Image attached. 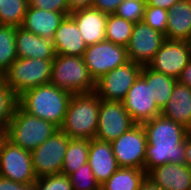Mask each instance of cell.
Wrapping results in <instances>:
<instances>
[{"label":"cell","instance_id":"1","mask_svg":"<svg viewBox=\"0 0 191 190\" xmlns=\"http://www.w3.org/2000/svg\"><path fill=\"white\" fill-rule=\"evenodd\" d=\"M147 137L144 170L148 173L166 163L185 164V126L162 115L142 123Z\"/></svg>","mask_w":191,"mask_h":190},{"label":"cell","instance_id":"2","mask_svg":"<svg viewBox=\"0 0 191 190\" xmlns=\"http://www.w3.org/2000/svg\"><path fill=\"white\" fill-rule=\"evenodd\" d=\"M72 95L71 92L49 83L25 91L18 97V105L28 114L46 120L60 129Z\"/></svg>","mask_w":191,"mask_h":190},{"label":"cell","instance_id":"3","mask_svg":"<svg viewBox=\"0 0 191 190\" xmlns=\"http://www.w3.org/2000/svg\"><path fill=\"white\" fill-rule=\"evenodd\" d=\"M100 98L95 92L73 94L61 130L71 139L96 137Z\"/></svg>","mask_w":191,"mask_h":190},{"label":"cell","instance_id":"4","mask_svg":"<svg viewBox=\"0 0 191 190\" xmlns=\"http://www.w3.org/2000/svg\"><path fill=\"white\" fill-rule=\"evenodd\" d=\"M57 130L58 128L52 123L28 114L17 105L8 123L7 139L31 152Z\"/></svg>","mask_w":191,"mask_h":190},{"label":"cell","instance_id":"5","mask_svg":"<svg viewBox=\"0 0 191 190\" xmlns=\"http://www.w3.org/2000/svg\"><path fill=\"white\" fill-rule=\"evenodd\" d=\"M53 59L17 58L2 74L17 97L34 87L50 83Z\"/></svg>","mask_w":191,"mask_h":190},{"label":"cell","instance_id":"6","mask_svg":"<svg viewBox=\"0 0 191 190\" xmlns=\"http://www.w3.org/2000/svg\"><path fill=\"white\" fill-rule=\"evenodd\" d=\"M50 84L72 94L95 91V81L80 56L56 54L52 63Z\"/></svg>","mask_w":191,"mask_h":190},{"label":"cell","instance_id":"7","mask_svg":"<svg viewBox=\"0 0 191 190\" xmlns=\"http://www.w3.org/2000/svg\"><path fill=\"white\" fill-rule=\"evenodd\" d=\"M70 139L65 132L58 129L40 146L31 151L32 166L37 179L61 173Z\"/></svg>","mask_w":191,"mask_h":190},{"label":"cell","instance_id":"8","mask_svg":"<svg viewBox=\"0 0 191 190\" xmlns=\"http://www.w3.org/2000/svg\"><path fill=\"white\" fill-rule=\"evenodd\" d=\"M143 66L128 61L95 81V93L101 100L122 102L129 89L140 76Z\"/></svg>","mask_w":191,"mask_h":190},{"label":"cell","instance_id":"9","mask_svg":"<svg viewBox=\"0 0 191 190\" xmlns=\"http://www.w3.org/2000/svg\"><path fill=\"white\" fill-rule=\"evenodd\" d=\"M0 176L22 185L34 184L31 152L6 139L0 150Z\"/></svg>","mask_w":191,"mask_h":190},{"label":"cell","instance_id":"10","mask_svg":"<svg viewBox=\"0 0 191 190\" xmlns=\"http://www.w3.org/2000/svg\"><path fill=\"white\" fill-rule=\"evenodd\" d=\"M83 59L94 81L129 61L126 47L107 40L87 46Z\"/></svg>","mask_w":191,"mask_h":190},{"label":"cell","instance_id":"11","mask_svg":"<svg viewBox=\"0 0 191 190\" xmlns=\"http://www.w3.org/2000/svg\"><path fill=\"white\" fill-rule=\"evenodd\" d=\"M111 144L118 167L144 169L147 137L142 124H135Z\"/></svg>","mask_w":191,"mask_h":190},{"label":"cell","instance_id":"12","mask_svg":"<svg viewBox=\"0 0 191 190\" xmlns=\"http://www.w3.org/2000/svg\"><path fill=\"white\" fill-rule=\"evenodd\" d=\"M135 124L123 102L100 99L96 139L112 142Z\"/></svg>","mask_w":191,"mask_h":190},{"label":"cell","instance_id":"13","mask_svg":"<svg viewBox=\"0 0 191 190\" xmlns=\"http://www.w3.org/2000/svg\"><path fill=\"white\" fill-rule=\"evenodd\" d=\"M190 59L191 42L165 40L148 67L177 79Z\"/></svg>","mask_w":191,"mask_h":190},{"label":"cell","instance_id":"14","mask_svg":"<svg viewBox=\"0 0 191 190\" xmlns=\"http://www.w3.org/2000/svg\"><path fill=\"white\" fill-rule=\"evenodd\" d=\"M165 40L164 34L143 21L135 23L126 47L128 60L141 66H148Z\"/></svg>","mask_w":191,"mask_h":190},{"label":"cell","instance_id":"15","mask_svg":"<svg viewBox=\"0 0 191 190\" xmlns=\"http://www.w3.org/2000/svg\"><path fill=\"white\" fill-rule=\"evenodd\" d=\"M122 102L136 124H142L161 115V110L151 96L150 84H147L141 76L134 82Z\"/></svg>","mask_w":191,"mask_h":190},{"label":"cell","instance_id":"16","mask_svg":"<svg viewBox=\"0 0 191 190\" xmlns=\"http://www.w3.org/2000/svg\"><path fill=\"white\" fill-rule=\"evenodd\" d=\"M76 22L85 44L93 45L106 40V22L108 14L95 7L78 10L70 14Z\"/></svg>","mask_w":191,"mask_h":190},{"label":"cell","instance_id":"17","mask_svg":"<svg viewBox=\"0 0 191 190\" xmlns=\"http://www.w3.org/2000/svg\"><path fill=\"white\" fill-rule=\"evenodd\" d=\"M88 164L101 186L119 168L111 142L90 139Z\"/></svg>","mask_w":191,"mask_h":190},{"label":"cell","instance_id":"18","mask_svg":"<svg viewBox=\"0 0 191 190\" xmlns=\"http://www.w3.org/2000/svg\"><path fill=\"white\" fill-rule=\"evenodd\" d=\"M52 43L55 53L65 56L83 57L87 48L76 22L70 15L65 16L60 23L59 28L55 31Z\"/></svg>","mask_w":191,"mask_h":190},{"label":"cell","instance_id":"19","mask_svg":"<svg viewBox=\"0 0 191 190\" xmlns=\"http://www.w3.org/2000/svg\"><path fill=\"white\" fill-rule=\"evenodd\" d=\"M147 176L164 190H190L191 187V168L186 163H166L150 170Z\"/></svg>","mask_w":191,"mask_h":190},{"label":"cell","instance_id":"20","mask_svg":"<svg viewBox=\"0 0 191 190\" xmlns=\"http://www.w3.org/2000/svg\"><path fill=\"white\" fill-rule=\"evenodd\" d=\"M15 43L18 58H55L56 53L51 39H44L22 27H16Z\"/></svg>","mask_w":191,"mask_h":190},{"label":"cell","instance_id":"21","mask_svg":"<svg viewBox=\"0 0 191 190\" xmlns=\"http://www.w3.org/2000/svg\"><path fill=\"white\" fill-rule=\"evenodd\" d=\"M66 13L28 7L21 27L44 39H53Z\"/></svg>","mask_w":191,"mask_h":190},{"label":"cell","instance_id":"22","mask_svg":"<svg viewBox=\"0 0 191 190\" xmlns=\"http://www.w3.org/2000/svg\"><path fill=\"white\" fill-rule=\"evenodd\" d=\"M161 115L191 130V88L177 81Z\"/></svg>","mask_w":191,"mask_h":190},{"label":"cell","instance_id":"23","mask_svg":"<svg viewBox=\"0 0 191 190\" xmlns=\"http://www.w3.org/2000/svg\"><path fill=\"white\" fill-rule=\"evenodd\" d=\"M166 40L191 42V2L181 0L168 10Z\"/></svg>","mask_w":191,"mask_h":190},{"label":"cell","instance_id":"24","mask_svg":"<svg viewBox=\"0 0 191 190\" xmlns=\"http://www.w3.org/2000/svg\"><path fill=\"white\" fill-rule=\"evenodd\" d=\"M140 76L150 84V92L157 107L162 111L173 92L177 79L143 66Z\"/></svg>","mask_w":191,"mask_h":190},{"label":"cell","instance_id":"25","mask_svg":"<svg viewBox=\"0 0 191 190\" xmlns=\"http://www.w3.org/2000/svg\"><path fill=\"white\" fill-rule=\"evenodd\" d=\"M147 173L144 169L119 167L102 185L103 190H139Z\"/></svg>","mask_w":191,"mask_h":190},{"label":"cell","instance_id":"26","mask_svg":"<svg viewBox=\"0 0 191 190\" xmlns=\"http://www.w3.org/2000/svg\"><path fill=\"white\" fill-rule=\"evenodd\" d=\"M89 140L70 139L65 153L61 173L69 176L88 163Z\"/></svg>","mask_w":191,"mask_h":190},{"label":"cell","instance_id":"27","mask_svg":"<svg viewBox=\"0 0 191 190\" xmlns=\"http://www.w3.org/2000/svg\"><path fill=\"white\" fill-rule=\"evenodd\" d=\"M134 24V22L115 14H108L105 31L106 40L116 45L127 47Z\"/></svg>","mask_w":191,"mask_h":190},{"label":"cell","instance_id":"28","mask_svg":"<svg viewBox=\"0 0 191 190\" xmlns=\"http://www.w3.org/2000/svg\"><path fill=\"white\" fill-rule=\"evenodd\" d=\"M16 27L0 25V75L18 58L15 43Z\"/></svg>","mask_w":191,"mask_h":190},{"label":"cell","instance_id":"29","mask_svg":"<svg viewBox=\"0 0 191 190\" xmlns=\"http://www.w3.org/2000/svg\"><path fill=\"white\" fill-rule=\"evenodd\" d=\"M28 0H0V25L21 27Z\"/></svg>","mask_w":191,"mask_h":190},{"label":"cell","instance_id":"30","mask_svg":"<svg viewBox=\"0 0 191 190\" xmlns=\"http://www.w3.org/2000/svg\"><path fill=\"white\" fill-rule=\"evenodd\" d=\"M73 190H98L101 188L87 163L69 175Z\"/></svg>","mask_w":191,"mask_h":190},{"label":"cell","instance_id":"31","mask_svg":"<svg viewBox=\"0 0 191 190\" xmlns=\"http://www.w3.org/2000/svg\"><path fill=\"white\" fill-rule=\"evenodd\" d=\"M146 0H122L115 15L134 23L142 22Z\"/></svg>","mask_w":191,"mask_h":190},{"label":"cell","instance_id":"32","mask_svg":"<svg viewBox=\"0 0 191 190\" xmlns=\"http://www.w3.org/2000/svg\"><path fill=\"white\" fill-rule=\"evenodd\" d=\"M18 105V97L5 84L3 79H0V121L10 122L14 110Z\"/></svg>","mask_w":191,"mask_h":190},{"label":"cell","instance_id":"33","mask_svg":"<svg viewBox=\"0 0 191 190\" xmlns=\"http://www.w3.org/2000/svg\"><path fill=\"white\" fill-rule=\"evenodd\" d=\"M168 17V10L146 4L143 22L164 35H166Z\"/></svg>","mask_w":191,"mask_h":190},{"label":"cell","instance_id":"34","mask_svg":"<svg viewBox=\"0 0 191 190\" xmlns=\"http://www.w3.org/2000/svg\"><path fill=\"white\" fill-rule=\"evenodd\" d=\"M34 187L36 190H73L69 176L62 173L38 178Z\"/></svg>","mask_w":191,"mask_h":190},{"label":"cell","instance_id":"35","mask_svg":"<svg viewBox=\"0 0 191 190\" xmlns=\"http://www.w3.org/2000/svg\"><path fill=\"white\" fill-rule=\"evenodd\" d=\"M28 3V7L66 13L69 15V6L67 0H28Z\"/></svg>","mask_w":191,"mask_h":190},{"label":"cell","instance_id":"36","mask_svg":"<svg viewBox=\"0 0 191 190\" xmlns=\"http://www.w3.org/2000/svg\"><path fill=\"white\" fill-rule=\"evenodd\" d=\"M122 0H94L93 7L103 13L114 14Z\"/></svg>","mask_w":191,"mask_h":190},{"label":"cell","instance_id":"37","mask_svg":"<svg viewBox=\"0 0 191 190\" xmlns=\"http://www.w3.org/2000/svg\"><path fill=\"white\" fill-rule=\"evenodd\" d=\"M94 0H67L69 15L75 11L93 7Z\"/></svg>","mask_w":191,"mask_h":190},{"label":"cell","instance_id":"38","mask_svg":"<svg viewBox=\"0 0 191 190\" xmlns=\"http://www.w3.org/2000/svg\"><path fill=\"white\" fill-rule=\"evenodd\" d=\"M177 81L191 88V59L177 78Z\"/></svg>","mask_w":191,"mask_h":190},{"label":"cell","instance_id":"39","mask_svg":"<svg viewBox=\"0 0 191 190\" xmlns=\"http://www.w3.org/2000/svg\"><path fill=\"white\" fill-rule=\"evenodd\" d=\"M24 186L0 176V190H21Z\"/></svg>","mask_w":191,"mask_h":190},{"label":"cell","instance_id":"40","mask_svg":"<svg viewBox=\"0 0 191 190\" xmlns=\"http://www.w3.org/2000/svg\"><path fill=\"white\" fill-rule=\"evenodd\" d=\"M178 1L181 0H146V4L149 6H155L169 10Z\"/></svg>","mask_w":191,"mask_h":190},{"label":"cell","instance_id":"41","mask_svg":"<svg viewBox=\"0 0 191 190\" xmlns=\"http://www.w3.org/2000/svg\"><path fill=\"white\" fill-rule=\"evenodd\" d=\"M185 163L191 168V132L185 138Z\"/></svg>","mask_w":191,"mask_h":190},{"label":"cell","instance_id":"42","mask_svg":"<svg viewBox=\"0 0 191 190\" xmlns=\"http://www.w3.org/2000/svg\"><path fill=\"white\" fill-rule=\"evenodd\" d=\"M139 190H164L155 184L148 176L141 182Z\"/></svg>","mask_w":191,"mask_h":190},{"label":"cell","instance_id":"43","mask_svg":"<svg viewBox=\"0 0 191 190\" xmlns=\"http://www.w3.org/2000/svg\"><path fill=\"white\" fill-rule=\"evenodd\" d=\"M8 124L0 121V139H7Z\"/></svg>","mask_w":191,"mask_h":190},{"label":"cell","instance_id":"44","mask_svg":"<svg viewBox=\"0 0 191 190\" xmlns=\"http://www.w3.org/2000/svg\"><path fill=\"white\" fill-rule=\"evenodd\" d=\"M21 190H36L34 184L25 185Z\"/></svg>","mask_w":191,"mask_h":190},{"label":"cell","instance_id":"45","mask_svg":"<svg viewBox=\"0 0 191 190\" xmlns=\"http://www.w3.org/2000/svg\"><path fill=\"white\" fill-rule=\"evenodd\" d=\"M5 140H6V139H0V150H1L2 144H3V142H4Z\"/></svg>","mask_w":191,"mask_h":190}]
</instances>
